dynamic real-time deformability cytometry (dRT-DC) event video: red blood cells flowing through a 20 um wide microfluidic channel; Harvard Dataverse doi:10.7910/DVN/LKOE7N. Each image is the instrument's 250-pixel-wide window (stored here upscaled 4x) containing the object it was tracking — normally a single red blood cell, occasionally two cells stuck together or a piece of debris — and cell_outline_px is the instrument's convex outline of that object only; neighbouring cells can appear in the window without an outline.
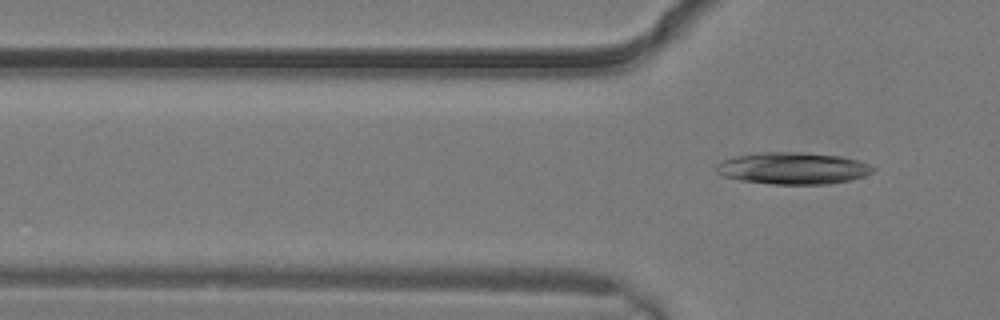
{"species": "common noctule bat (a hibernating species)", "species_latin": "Nyctalus noctula", "temperature_condition": "warm", "stored_images_in_passage": 3, "camera_frame_rate_fps": 3000, "um_per_image_px": 0.085, "animal": {"sex": "male", "body_mass_g": 19.2, "forearm_length_mm": 51.8}, "frame": {"image": 1, "passage_image": 3, "time_ms": 0.667, "image_size_px": [1000, 320], "cell_outline_px": [[876, 168], [872, 172], [864, 176], [848, 180], [828, 184], [772, 184], [740, 180], [724, 176], [716, 172], [716, 164], [724, 160], [736, 156], [764, 152], [800, 152], [840, 156], [856, 160], [868, 164]], "centroid_in_image_um": [67.39, 14.3], "position_along_channel_um": 58.4, "area_um2": 28.84}}